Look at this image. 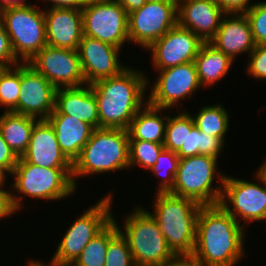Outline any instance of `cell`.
<instances>
[{
  "mask_svg": "<svg viewBox=\"0 0 266 266\" xmlns=\"http://www.w3.org/2000/svg\"><path fill=\"white\" fill-rule=\"evenodd\" d=\"M177 24L175 1H147L141 8L128 13L129 43L146 50Z\"/></svg>",
  "mask_w": 266,
  "mask_h": 266,
  "instance_id": "12",
  "label": "cell"
},
{
  "mask_svg": "<svg viewBox=\"0 0 266 266\" xmlns=\"http://www.w3.org/2000/svg\"><path fill=\"white\" fill-rule=\"evenodd\" d=\"M248 59L245 73L254 80H266V44L256 45L248 55Z\"/></svg>",
  "mask_w": 266,
  "mask_h": 266,
  "instance_id": "36",
  "label": "cell"
},
{
  "mask_svg": "<svg viewBox=\"0 0 266 266\" xmlns=\"http://www.w3.org/2000/svg\"><path fill=\"white\" fill-rule=\"evenodd\" d=\"M209 43L228 55L234 63L237 55H249L256 46L250 22L245 14H225Z\"/></svg>",
  "mask_w": 266,
  "mask_h": 266,
  "instance_id": "21",
  "label": "cell"
},
{
  "mask_svg": "<svg viewBox=\"0 0 266 266\" xmlns=\"http://www.w3.org/2000/svg\"><path fill=\"white\" fill-rule=\"evenodd\" d=\"M187 1H191V0H175L176 4H177V7L181 4V3H184V2H187Z\"/></svg>",
  "mask_w": 266,
  "mask_h": 266,
  "instance_id": "48",
  "label": "cell"
},
{
  "mask_svg": "<svg viewBox=\"0 0 266 266\" xmlns=\"http://www.w3.org/2000/svg\"><path fill=\"white\" fill-rule=\"evenodd\" d=\"M147 1H175V0H147Z\"/></svg>",
  "mask_w": 266,
  "mask_h": 266,
  "instance_id": "49",
  "label": "cell"
},
{
  "mask_svg": "<svg viewBox=\"0 0 266 266\" xmlns=\"http://www.w3.org/2000/svg\"><path fill=\"white\" fill-rule=\"evenodd\" d=\"M51 114H63L75 117L99 128V112L96 96L91 85L81 87L57 88L55 93V109Z\"/></svg>",
  "mask_w": 266,
  "mask_h": 266,
  "instance_id": "22",
  "label": "cell"
},
{
  "mask_svg": "<svg viewBox=\"0 0 266 266\" xmlns=\"http://www.w3.org/2000/svg\"><path fill=\"white\" fill-rule=\"evenodd\" d=\"M170 110L167 113L169 116L163 145L165 149L175 152L179 158H184L186 157L187 130H191L195 124L191 113L186 109L178 110V114L172 113V115Z\"/></svg>",
  "mask_w": 266,
  "mask_h": 266,
  "instance_id": "28",
  "label": "cell"
},
{
  "mask_svg": "<svg viewBox=\"0 0 266 266\" xmlns=\"http://www.w3.org/2000/svg\"><path fill=\"white\" fill-rule=\"evenodd\" d=\"M56 88L28 63H20L17 113L47 120L55 109Z\"/></svg>",
  "mask_w": 266,
  "mask_h": 266,
  "instance_id": "16",
  "label": "cell"
},
{
  "mask_svg": "<svg viewBox=\"0 0 266 266\" xmlns=\"http://www.w3.org/2000/svg\"><path fill=\"white\" fill-rule=\"evenodd\" d=\"M6 177L8 176L0 169V184H5L6 182H8L7 180L9 178Z\"/></svg>",
  "mask_w": 266,
  "mask_h": 266,
  "instance_id": "47",
  "label": "cell"
},
{
  "mask_svg": "<svg viewBox=\"0 0 266 266\" xmlns=\"http://www.w3.org/2000/svg\"><path fill=\"white\" fill-rule=\"evenodd\" d=\"M246 230L221 205L202 206L192 256L202 266H236L245 256Z\"/></svg>",
  "mask_w": 266,
  "mask_h": 266,
  "instance_id": "1",
  "label": "cell"
},
{
  "mask_svg": "<svg viewBox=\"0 0 266 266\" xmlns=\"http://www.w3.org/2000/svg\"><path fill=\"white\" fill-rule=\"evenodd\" d=\"M18 157L10 149L9 145L3 139L0 131V169L7 175L10 176L17 164Z\"/></svg>",
  "mask_w": 266,
  "mask_h": 266,
  "instance_id": "38",
  "label": "cell"
},
{
  "mask_svg": "<svg viewBox=\"0 0 266 266\" xmlns=\"http://www.w3.org/2000/svg\"><path fill=\"white\" fill-rule=\"evenodd\" d=\"M254 178L248 181L225 175L219 203L245 229L247 223L266 221V182L258 171Z\"/></svg>",
  "mask_w": 266,
  "mask_h": 266,
  "instance_id": "10",
  "label": "cell"
},
{
  "mask_svg": "<svg viewBox=\"0 0 266 266\" xmlns=\"http://www.w3.org/2000/svg\"><path fill=\"white\" fill-rule=\"evenodd\" d=\"M72 171L73 168L40 167L18 158L10 174L13 178L10 182V198L16 214L25 208L23 206L25 197L56 202L77 193L72 180Z\"/></svg>",
  "mask_w": 266,
  "mask_h": 266,
  "instance_id": "3",
  "label": "cell"
},
{
  "mask_svg": "<svg viewBox=\"0 0 266 266\" xmlns=\"http://www.w3.org/2000/svg\"><path fill=\"white\" fill-rule=\"evenodd\" d=\"M218 160L201 154L179 158L174 186L169 193L193 199L202 206L219 204L225 174L218 169ZM215 180L220 183L215 185Z\"/></svg>",
  "mask_w": 266,
  "mask_h": 266,
  "instance_id": "6",
  "label": "cell"
},
{
  "mask_svg": "<svg viewBox=\"0 0 266 266\" xmlns=\"http://www.w3.org/2000/svg\"><path fill=\"white\" fill-rule=\"evenodd\" d=\"M154 196L150 214L157 221L169 249L175 256H192L202 205L169 192H158Z\"/></svg>",
  "mask_w": 266,
  "mask_h": 266,
  "instance_id": "4",
  "label": "cell"
},
{
  "mask_svg": "<svg viewBox=\"0 0 266 266\" xmlns=\"http://www.w3.org/2000/svg\"><path fill=\"white\" fill-rule=\"evenodd\" d=\"M28 64L42 74L56 89L86 85L78 50L46 45Z\"/></svg>",
  "mask_w": 266,
  "mask_h": 266,
  "instance_id": "14",
  "label": "cell"
},
{
  "mask_svg": "<svg viewBox=\"0 0 266 266\" xmlns=\"http://www.w3.org/2000/svg\"><path fill=\"white\" fill-rule=\"evenodd\" d=\"M245 15L247 16L253 39L256 45L266 44V1L256 2L254 6L248 10Z\"/></svg>",
  "mask_w": 266,
  "mask_h": 266,
  "instance_id": "35",
  "label": "cell"
},
{
  "mask_svg": "<svg viewBox=\"0 0 266 266\" xmlns=\"http://www.w3.org/2000/svg\"><path fill=\"white\" fill-rule=\"evenodd\" d=\"M27 265L28 266H49L45 262H43V261L41 262V259H40V261L39 260L37 261L35 258H34V260L33 259L31 261L29 260Z\"/></svg>",
  "mask_w": 266,
  "mask_h": 266,
  "instance_id": "46",
  "label": "cell"
},
{
  "mask_svg": "<svg viewBox=\"0 0 266 266\" xmlns=\"http://www.w3.org/2000/svg\"><path fill=\"white\" fill-rule=\"evenodd\" d=\"M96 1H116V0H96Z\"/></svg>",
  "mask_w": 266,
  "mask_h": 266,
  "instance_id": "50",
  "label": "cell"
},
{
  "mask_svg": "<svg viewBox=\"0 0 266 266\" xmlns=\"http://www.w3.org/2000/svg\"><path fill=\"white\" fill-rule=\"evenodd\" d=\"M163 149V143L129 140V169L139 166L149 172Z\"/></svg>",
  "mask_w": 266,
  "mask_h": 266,
  "instance_id": "33",
  "label": "cell"
},
{
  "mask_svg": "<svg viewBox=\"0 0 266 266\" xmlns=\"http://www.w3.org/2000/svg\"><path fill=\"white\" fill-rule=\"evenodd\" d=\"M89 1L90 0H43V3H49V5L45 4L46 6L44 8L82 9Z\"/></svg>",
  "mask_w": 266,
  "mask_h": 266,
  "instance_id": "41",
  "label": "cell"
},
{
  "mask_svg": "<svg viewBox=\"0 0 266 266\" xmlns=\"http://www.w3.org/2000/svg\"><path fill=\"white\" fill-rule=\"evenodd\" d=\"M113 192L100 197L91 207H87L66 229L49 266H70L81 254L85 246L113 219Z\"/></svg>",
  "mask_w": 266,
  "mask_h": 266,
  "instance_id": "8",
  "label": "cell"
},
{
  "mask_svg": "<svg viewBox=\"0 0 266 266\" xmlns=\"http://www.w3.org/2000/svg\"><path fill=\"white\" fill-rule=\"evenodd\" d=\"M47 45L78 50L83 37L81 9L43 8Z\"/></svg>",
  "mask_w": 266,
  "mask_h": 266,
  "instance_id": "18",
  "label": "cell"
},
{
  "mask_svg": "<svg viewBox=\"0 0 266 266\" xmlns=\"http://www.w3.org/2000/svg\"><path fill=\"white\" fill-rule=\"evenodd\" d=\"M116 217L94 237L70 266H105L109 241L119 232Z\"/></svg>",
  "mask_w": 266,
  "mask_h": 266,
  "instance_id": "27",
  "label": "cell"
},
{
  "mask_svg": "<svg viewBox=\"0 0 266 266\" xmlns=\"http://www.w3.org/2000/svg\"><path fill=\"white\" fill-rule=\"evenodd\" d=\"M178 162L179 157L175 152L165 148L161 151L156 163L149 171L152 176L159 179L155 193L169 192L173 188Z\"/></svg>",
  "mask_w": 266,
  "mask_h": 266,
  "instance_id": "32",
  "label": "cell"
},
{
  "mask_svg": "<svg viewBox=\"0 0 266 266\" xmlns=\"http://www.w3.org/2000/svg\"><path fill=\"white\" fill-rule=\"evenodd\" d=\"M20 95V63L12 67H0V107L5 112L17 113Z\"/></svg>",
  "mask_w": 266,
  "mask_h": 266,
  "instance_id": "30",
  "label": "cell"
},
{
  "mask_svg": "<svg viewBox=\"0 0 266 266\" xmlns=\"http://www.w3.org/2000/svg\"><path fill=\"white\" fill-rule=\"evenodd\" d=\"M156 72L158 76L151 84L147 97V102L152 106L172 110L177 105L180 110L182 101L190 100L202 88L194 61Z\"/></svg>",
  "mask_w": 266,
  "mask_h": 266,
  "instance_id": "13",
  "label": "cell"
},
{
  "mask_svg": "<svg viewBox=\"0 0 266 266\" xmlns=\"http://www.w3.org/2000/svg\"><path fill=\"white\" fill-rule=\"evenodd\" d=\"M166 108H158L148 102L137 112L127 129L129 140H145L164 143L167 125Z\"/></svg>",
  "mask_w": 266,
  "mask_h": 266,
  "instance_id": "24",
  "label": "cell"
},
{
  "mask_svg": "<svg viewBox=\"0 0 266 266\" xmlns=\"http://www.w3.org/2000/svg\"><path fill=\"white\" fill-rule=\"evenodd\" d=\"M23 161L47 168H73L59 147L55 130L48 120H38L31 134Z\"/></svg>",
  "mask_w": 266,
  "mask_h": 266,
  "instance_id": "19",
  "label": "cell"
},
{
  "mask_svg": "<svg viewBox=\"0 0 266 266\" xmlns=\"http://www.w3.org/2000/svg\"><path fill=\"white\" fill-rule=\"evenodd\" d=\"M129 169V134L127 129H94L80 156L73 162L72 180ZM99 174V175H98Z\"/></svg>",
  "mask_w": 266,
  "mask_h": 266,
  "instance_id": "5",
  "label": "cell"
},
{
  "mask_svg": "<svg viewBox=\"0 0 266 266\" xmlns=\"http://www.w3.org/2000/svg\"><path fill=\"white\" fill-rule=\"evenodd\" d=\"M123 218V228L120 224L118 228L129 243L135 266H163L175 257L146 207L135 206Z\"/></svg>",
  "mask_w": 266,
  "mask_h": 266,
  "instance_id": "7",
  "label": "cell"
},
{
  "mask_svg": "<svg viewBox=\"0 0 266 266\" xmlns=\"http://www.w3.org/2000/svg\"><path fill=\"white\" fill-rule=\"evenodd\" d=\"M204 42L191 30L178 24L156 40L150 51L154 70H164L187 62H193Z\"/></svg>",
  "mask_w": 266,
  "mask_h": 266,
  "instance_id": "15",
  "label": "cell"
},
{
  "mask_svg": "<svg viewBox=\"0 0 266 266\" xmlns=\"http://www.w3.org/2000/svg\"><path fill=\"white\" fill-rule=\"evenodd\" d=\"M28 0H0V11L8 7H16L28 5L31 2L27 3Z\"/></svg>",
  "mask_w": 266,
  "mask_h": 266,
  "instance_id": "44",
  "label": "cell"
},
{
  "mask_svg": "<svg viewBox=\"0 0 266 266\" xmlns=\"http://www.w3.org/2000/svg\"><path fill=\"white\" fill-rule=\"evenodd\" d=\"M105 266H135L129 243L120 231L108 243Z\"/></svg>",
  "mask_w": 266,
  "mask_h": 266,
  "instance_id": "34",
  "label": "cell"
},
{
  "mask_svg": "<svg viewBox=\"0 0 266 266\" xmlns=\"http://www.w3.org/2000/svg\"><path fill=\"white\" fill-rule=\"evenodd\" d=\"M120 51L123 52L109 43L83 35L78 53L86 84L116 76L125 69Z\"/></svg>",
  "mask_w": 266,
  "mask_h": 266,
  "instance_id": "17",
  "label": "cell"
},
{
  "mask_svg": "<svg viewBox=\"0 0 266 266\" xmlns=\"http://www.w3.org/2000/svg\"><path fill=\"white\" fill-rule=\"evenodd\" d=\"M47 120L55 130L62 152L73 163L80 156L94 128L70 115L50 114Z\"/></svg>",
  "mask_w": 266,
  "mask_h": 266,
  "instance_id": "23",
  "label": "cell"
},
{
  "mask_svg": "<svg viewBox=\"0 0 266 266\" xmlns=\"http://www.w3.org/2000/svg\"><path fill=\"white\" fill-rule=\"evenodd\" d=\"M225 145L220 138L203 133L196 126L187 130L186 157L201 154L218 159Z\"/></svg>",
  "mask_w": 266,
  "mask_h": 266,
  "instance_id": "31",
  "label": "cell"
},
{
  "mask_svg": "<svg viewBox=\"0 0 266 266\" xmlns=\"http://www.w3.org/2000/svg\"><path fill=\"white\" fill-rule=\"evenodd\" d=\"M116 2L124 8L127 13H130L141 8L147 0H116Z\"/></svg>",
  "mask_w": 266,
  "mask_h": 266,
  "instance_id": "43",
  "label": "cell"
},
{
  "mask_svg": "<svg viewBox=\"0 0 266 266\" xmlns=\"http://www.w3.org/2000/svg\"><path fill=\"white\" fill-rule=\"evenodd\" d=\"M257 169H258L257 171L260 173V175L263 177V179L266 182V159Z\"/></svg>",
  "mask_w": 266,
  "mask_h": 266,
  "instance_id": "45",
  "label": "cell"
},
{
  "mask_svg": "<svg viewBox=\"0 0 266 266\" xmlns=\"http://www.w3.org/2000/svg\"><path fill=\"white\" fill-rule=\"evenodd\" d=\"M218 102L217 104L205 105L191 114L195 126L203 133L220 138L226 143L224 138L230 126V114L228 110Z\"/></svg>",
  "mask_w": 266,
  "mask_h": 266,
  "instance_id": "29",
  "label": "cell"
},
{
  "mask_svg": "<svg viewBox=\"0 0 266 266\" xmlns=\"http://www.w3.org/2000/svg\"><path fill=\"white\" fill-rule=\"evenodd\" d=\"M200 86L210 88L229 73L233 60L209 42H204L194 59Z\"/></svg>",
  "mask_w": 266,
  "mask_h": 266,
  "instance_id": "25",
  "label": "cell"
},
{
  "mask_svg": "<svg viewBox=\"0 0 266 266\" xmlns=\"http://www.w3.org/2000/svg\"><path fill=\"white\" fill-rule=\"evenodd\" d=\"M163 266H202L193 256H175Z\"/></svg>",
  "mask_w": 266,
  "mask_h": 266,
  "instance_id": "42",
  "label": "cell"
},
{
  "mask_svg": "<svg viewBox=\"0 0 266 266\" xmlns=\"http://www.w3.org/2000/svg\"><path fill=\"white\" fill-rule=\"evenodd\" d=\"M38 119L18 114L3 112L0 115V131L5 142L14 154L20 158L27 150L33 127Z\"/></svg>",
  "mask_w": 266,
  "mask_h": 266,
  "instance_id": "26",
  "label": "cell"
},
{
  "mask_svg": "<svg viewBox=\"0 0 266 266\" xmlns=\"http://www.w3.org/2000/svg\"><path fill=\"white\" fill-rule=\"evenodd\" d=\"M81 11L83 35L121 50L129 44L128 13L116 1L90 0Z\"/></svg>",
  "mask_w": 266,
  "mask_h": 266,
  "instance_id": "11",
  "label": "cell"
},
{
  "mask_svg": "<svg viewBox=\"0 0 266 266\" xmlns=\"http://www.w3.org/2000/svg\"><path fill=\"white\" fill-rule=\"evenodd\" d=\"M19 63L0 17V67H12Z\"/></svg>",
  "mask_w": 266,
  "mask_h": 266,
  "instance_id": "37",
  "label": "cell"
},
{
  "mask_svg": "<svg viewBox=\"0 0 266 266\" xmlns=\"http://www.w3.org/2000/svg\"><path fill=\"white\" fill-rule=\"evenodd\" d=\"M178 25L191 30L203 42L216 34L225 13L216 0H191L177 7Z\"/></svg>",
  "mask_w": 266,
  "mask_h": 266,
  "instance_id": "20",
  "label": "cell"
},
{
  "mask_svg": "<svg viewBox=\"0 0 266 266\" xmlns=\"http://www.w3.org/2000/svg\"><path fill=\"white\" fill-rule=\"evenodd\" d=\"M28 4L8 7L0 11L16 59L28 63L47 45L44 9Z\"/></svg>",
  "mask_w": 266,
  "mask_h": 266,
  "instance_id": "9",
  "label": "cell"
},
{
  "mask_svg": "<svg viewBox=\"0 0 266 266\" xmlns=\"http://www.w3.org/2000/svg\"><path fill=\"white\" fill-rule=\"evenodd\" d=\"M6 185L0 184V220L12 217L16 213L11 203L10 189H7L8 186L5 187Z\"/></svg>",
  "mask_w": 266,
  "mask_h": 266,
  "instance_id": "40",
  "label": "cell"
},
{
  "mask_svg": "<svg viewBox=\"0 0 266 266\" xmlns=\"http://www.w3.org/2000/svg\"><path fill=\"white\" fill-rule=\"evenodd\" d=\"M225 14H245L256 2L250 0H216Z\"/></svg>",
  "mask_w": 266,
  "mask_h": 266,
  "instance_id": "39",
  "label": "cell"
},
{
  "mask_svg": "<svg viewBox=\"0 0 266 266\" xmlns=\"http://www.w3.org/2000/svg\"><path fill=\"white\" fill-rule=\"evenodd\" d=\"M149 81L143 70L128 66L116 76L90 84L96 96L99 128L128 129L131 120L147 103L145 93Z\"/></svg>",
  "mask_w": 266,
  "mask_h": 266,
  "instance_id": "2",
  "label": "cell"
}]
</instances>
